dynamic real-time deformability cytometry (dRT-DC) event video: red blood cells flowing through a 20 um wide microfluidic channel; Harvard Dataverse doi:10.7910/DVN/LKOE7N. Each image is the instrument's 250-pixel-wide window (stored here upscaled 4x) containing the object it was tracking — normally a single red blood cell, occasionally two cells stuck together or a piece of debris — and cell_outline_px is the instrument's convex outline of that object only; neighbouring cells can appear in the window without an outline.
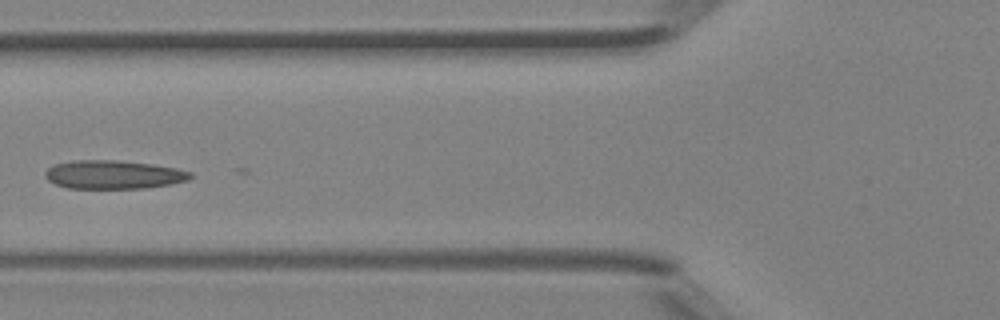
{"species": "Egyptian fruit bat (a non-hibernating species)", "species_latin": "Rousettus aegyptiacus", "temperature_condition": "room temperature", "stored_images_in_passage": 6, "camera_frame_rate_fps": 3000, "um_per_image_px": 0.085, "animal": {"sex": "female"}, "frame": {"image": 1, "passage_image": 5, "time_ms": 1.333, "image_size_px": [1000, 320], "cell_outline_px": [[192, 176], [188, 180], [172, 184], [144, 188], [68, 188], [56, 184], [48, 180], [44, 176], [44, 172], [52, 164], [72, 160], [116, 160], [152, 164], [176, 168], [192, 172]], "centroid_in_image_um": [9.62, 14.83], "position_along_channel_um": 116.2, "area_um2": 24.28}}
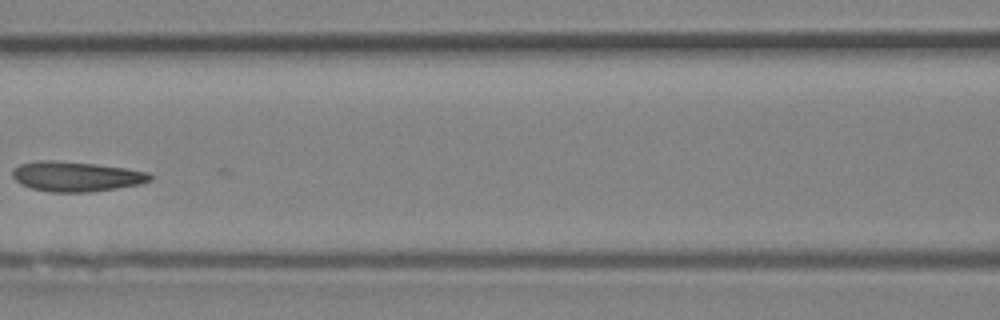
{"frame": {"image": 2, "passage_image": 6, "time_ms": 1.667, "image_size_px": [1000, 320], "cell_outline_px": [[152, 180], [140, 184], [116, 188], [88, 192], [48, 192], [32, 188], [20, 184], [12, 176], [12, 168], [20, 164], [40, 160], [52, 160], [96, 164], [124, 168], [148, 172], [152, 176]], "centroid_in_image_um": [6.44, 15.0], "position_along_channel_um": 160.2, "area_um2": 23.99}}